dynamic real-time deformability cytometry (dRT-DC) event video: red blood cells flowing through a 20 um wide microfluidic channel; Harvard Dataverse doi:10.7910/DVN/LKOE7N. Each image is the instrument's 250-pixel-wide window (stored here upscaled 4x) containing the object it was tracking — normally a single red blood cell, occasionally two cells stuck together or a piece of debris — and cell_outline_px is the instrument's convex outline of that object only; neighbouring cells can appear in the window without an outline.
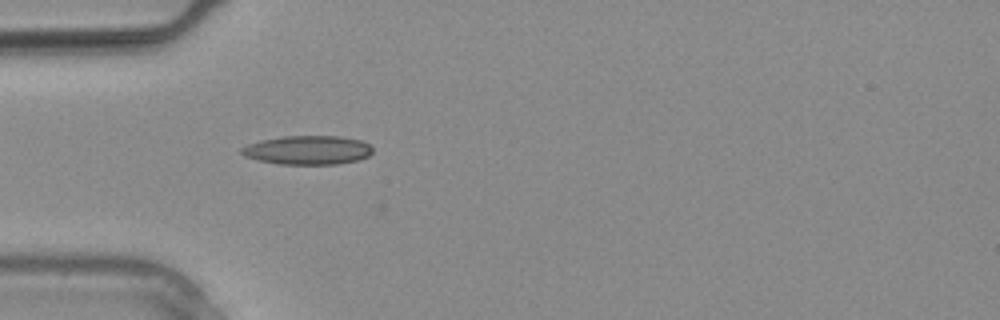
{"species": "common noctule bat (a hibernating species)", "species_latin": "Nyctalus noctula", "temperature_condition": "warm", "stored_images_in_passage": 29, "camera_frame_rate_fps": 3000, "um_per_image_px": 0.085, "animal": {"sex": "male", "body_mass_g": 20.4}, "frame": {"image": 1, "passage_image": 9, "time_ms": 2.667, "image_size_px": [1000, 320], "cell_outline_px": [[372, 152], [368, 156], [356, 160], [336, 164], [280, 164], [260, 160], [244, 156], [240, 152], [240, 148], [248, 144], [260, 140], [284, 136], [340, 136], [360, 140], [368, 144], [372, 148]], "centroid_in_image_um": [26.13, 12.75], "position_along_channel_um": 58.9, "area_um2": 21.96}}